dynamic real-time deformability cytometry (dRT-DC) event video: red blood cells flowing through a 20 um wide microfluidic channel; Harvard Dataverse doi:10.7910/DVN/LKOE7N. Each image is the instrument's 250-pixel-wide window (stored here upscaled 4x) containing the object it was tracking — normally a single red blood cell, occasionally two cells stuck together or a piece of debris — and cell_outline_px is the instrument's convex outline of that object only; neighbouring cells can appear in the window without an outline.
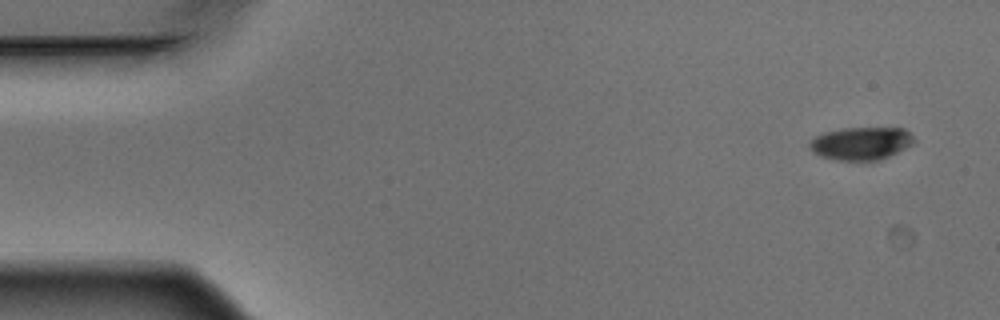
{"species": "Egyptian fruit bat (a non-hibernating species)", "species_latin": "Rousettus aegyptiacus", "temperature_condition": "warm", "stored_images_in_passage": 7, "camera_frame_rate_fps": 3000, "um_per_image_px": 0.085, "animal": {"sex": "male"}, "frame": {"image": 1, "passage_image": 1, "time_ms": 0.0, "image_size_px": [1000, 320], "cell_outline_px": [[916, 140], [912, 144], [880, 160], [836, 160], [820, 156], [812, 152], [808, 148], [808, 144], [816, 136], [824, 132], [840, 128], [904, 128]], "centroid_in_image_um": [73.15, 12.18], "position_along_channel_um": 11.9, "area_um2": 19.94}}
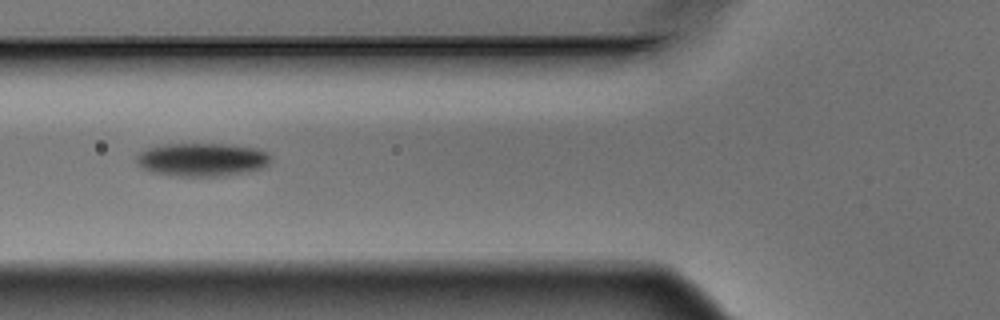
{"frame": {"image": 2, "passage_image": 6, "time_ms": 1.667, "image_size_px": [1000, 320], "cell_outline_px": [[272, 160], [264, 168], [248, 172], [224, 176], [180, 176], [152, 172], [144, 168], [136, 160], [136, 156], [140, 152], [148, 148], [164, 144], [220, 144], [252, 148], [268, 152], [272, 156]], "centroid_in_image_um": [17.22, 13.57], "position_along_channel_um": 108.6, "area_um2": 25.95}}
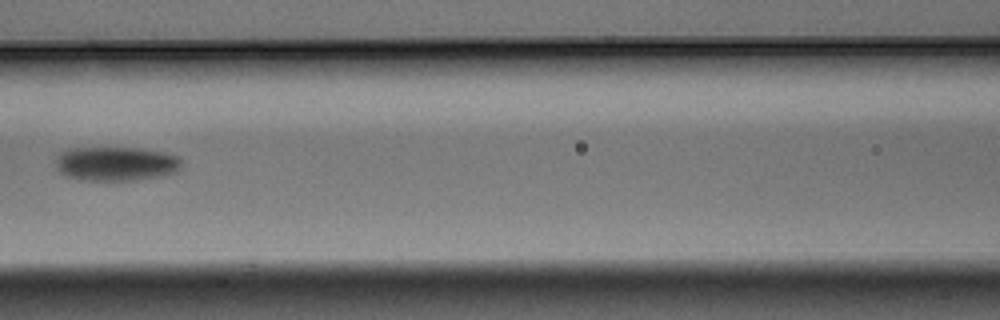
{"frame": {"image": 3, "passage_image": 7, "time_ms": 2.0, "image_size_px": [1000, 320], "cell_outline_px": [[184, 160], [180, 172], [160, 176], [132, 180], [80, 180], [64, 176], [56, 168], [56, 156], [60, 152], [68, 148], [140, 148], [180, 156]], "centroid_in_image_um": [9.88, 13.92], "position_along_channel_um": 156.7, "area_um2": 25.49}}